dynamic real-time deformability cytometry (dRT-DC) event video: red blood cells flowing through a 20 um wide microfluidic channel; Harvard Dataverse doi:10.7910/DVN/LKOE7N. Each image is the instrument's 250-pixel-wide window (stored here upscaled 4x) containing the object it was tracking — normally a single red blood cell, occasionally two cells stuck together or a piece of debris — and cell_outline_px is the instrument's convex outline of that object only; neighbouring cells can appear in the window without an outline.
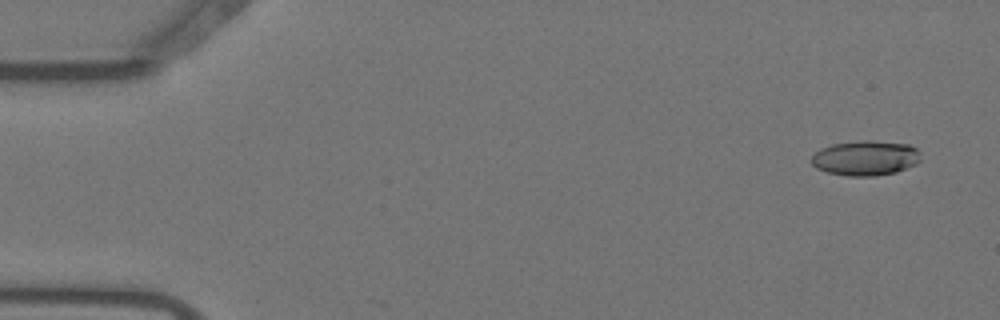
{"species": "Egyptian fruit bat (a non-hibernating species)", "species_latin": "Rousettus aegyptiacus", "temperature_condition": "warm", "stored_images_in_passage": 5, "camera_frame_rate_fps": 3000, "um_per_image_px": 0.085, "animal": {"sex": "female"}, "frame": {"image": 1, "passage_image": 3, "time_ms": 0.667, "image_size_px": [1000, 320], "cell_outline_px": [[920, 160], [916, 164], [896, 172], [876, 176], [848, 176], [828, 172], [816, 168], [812, 164], [812, 156], [820, 148], [832, 144], [864, 140], [872, 140], [908, 144], [916, 148], [920, 152]], "centroid_in_image_um": [73.58, 13.43], "position_along_channel_um": 11.4, "area_um2": 22.31}}